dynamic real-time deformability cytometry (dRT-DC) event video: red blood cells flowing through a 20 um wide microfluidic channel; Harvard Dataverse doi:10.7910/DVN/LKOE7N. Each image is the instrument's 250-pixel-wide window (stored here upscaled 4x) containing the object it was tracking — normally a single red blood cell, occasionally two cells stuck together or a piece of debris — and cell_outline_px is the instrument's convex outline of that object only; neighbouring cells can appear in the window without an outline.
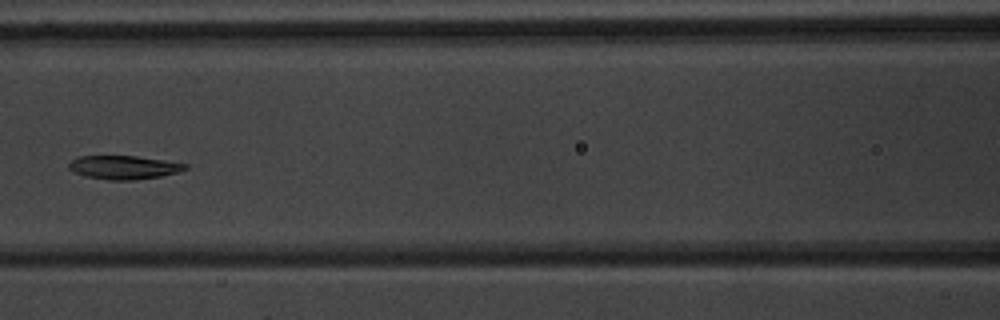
{"species": "common noctule bat (a hibernating species)", "species_latin": "Nyctalus noctula", "temperature_condition": "warm", "stored_images_in_passage": 7, "camera_frame_rate_fps": 3000, "um_per_image_px": 0.085, "animal": {"sex": "male", "body_mass_g": 20.1, "forearm_length_mm": 53.5}, "frame": {"image": 1, "passage_image": 7, "time_ms": 7.667, "image_size_px": [1000, 320], "cell_outline_px": [[188, 168], [180, 172], [160, 176], [132, 180], [108, 180], [84, 176], [72, 172], [68, 168], [68, 164], [76, 156], [136, 156], [164, 160], [188, 164]], "centroid_in_image_um": [10.5, 14.22], "position_along_channel_um": 156.1, "area_um2": 16.13}}